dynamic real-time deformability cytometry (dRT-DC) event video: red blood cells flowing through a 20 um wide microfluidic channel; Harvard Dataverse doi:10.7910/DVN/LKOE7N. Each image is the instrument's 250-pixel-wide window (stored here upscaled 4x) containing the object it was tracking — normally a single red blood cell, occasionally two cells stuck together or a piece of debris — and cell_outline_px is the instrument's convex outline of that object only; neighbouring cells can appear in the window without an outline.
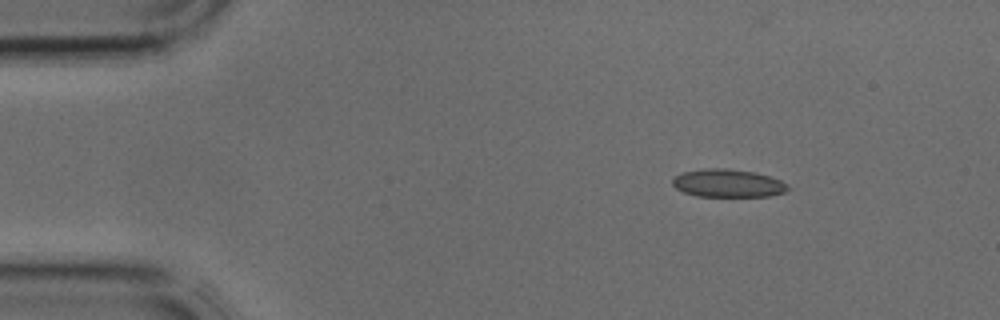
{"species": "common noctule bat (a hibernating species)", "species_latin": "Nyctalus noctula", "temperature_condition": "cold", "stored_images_in_passage": 4, "camera_frame_rate_fps": 3000, "um_per_image_px": 0.085, "animal": {"sex": "male", "body_mass_g": 17.9, "forearm_length_mm": 54.2}, "frame": {"image": 1, "passage_image": 2, "time_ms": 0.333, "image_size_px": [1000, 320], "cell_outline_px": [[788, 188], [784, 192], [768, 196], [696, 196], [684, 192], [676, 188], [672, 184], [672, 180], [676, 176], [684, 172], [704, 168], [728, 168], [756, 172], [780, 180], [788, 184]], "centroid_in_image_um": [61.86, 15.56], "position_along_channel_um": 23.1, "area_um2": 18.73}}